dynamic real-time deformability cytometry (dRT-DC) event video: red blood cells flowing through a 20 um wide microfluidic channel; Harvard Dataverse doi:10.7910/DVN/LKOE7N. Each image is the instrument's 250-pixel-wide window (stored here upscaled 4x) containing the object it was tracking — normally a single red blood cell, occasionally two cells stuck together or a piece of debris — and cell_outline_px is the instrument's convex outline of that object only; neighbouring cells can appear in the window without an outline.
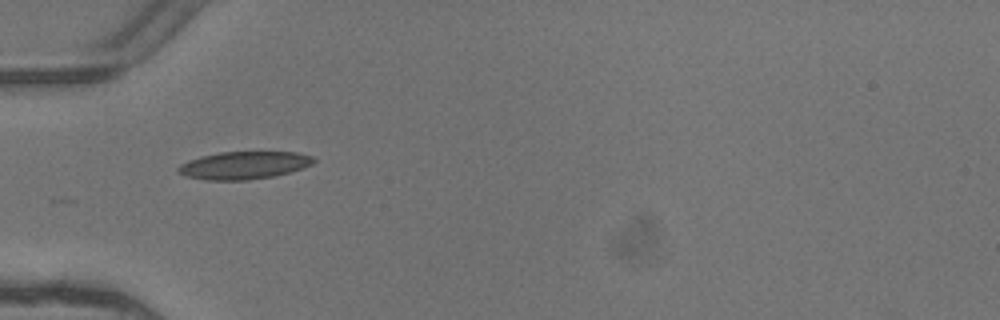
{"species": "common noctule bat (a hibernating species)", "species_latin": "Nyctalus noctula", "temperature_condition": "warm", "stored_images_in_passage": 3, "camera_frame_rate_fps": 3000, "um_per_image_px": 0.085, "animal": {"sex": "female"}, "frame": {"image": 1, "passage_image": 1, "time_ms": 0.0, "image_size_px": [1000, 320], "cell_outline_px": [[316, 160], [312, 164], [304, 168], [272, 176], [248, 180], [204, 180], [184, 176], [176, 168], [180, 164], [188, 160], [200, 156], [220, 152], [296, 152], [312, 156]], "centroid_in_image_um": [20.71, 14.05], "position_along_channel_um": 64.3, "area_um2": 21.85}}
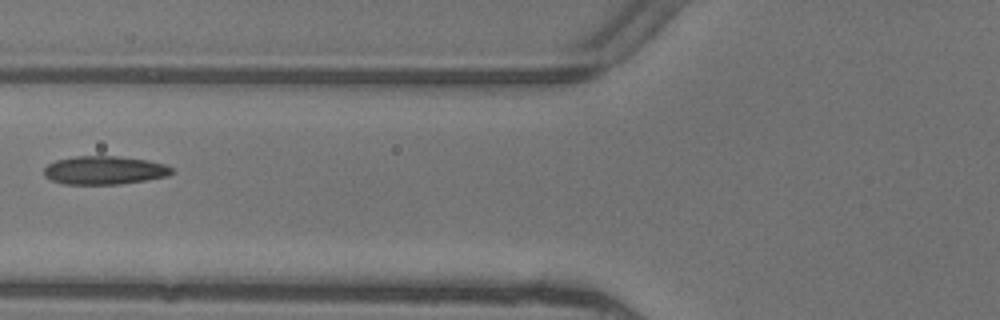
{"frame": {"image": 2, "passage_image": 2, "time_ms": 0.333, "image_size_px": [1000, 320], "cell_outline_px": [[176, 172], [168, 176], [120, 184], [64, 184], [52, 180], [44, 176], [44, 168], [48, 164], [56, 160], [72, 156], [120, 156], [148, 160], [164, 164], [172, 168]], "centroid_in_image_um": [8.88, 14.46], "position_along_channel_um": 116.9, "area_um2": 21.27}}
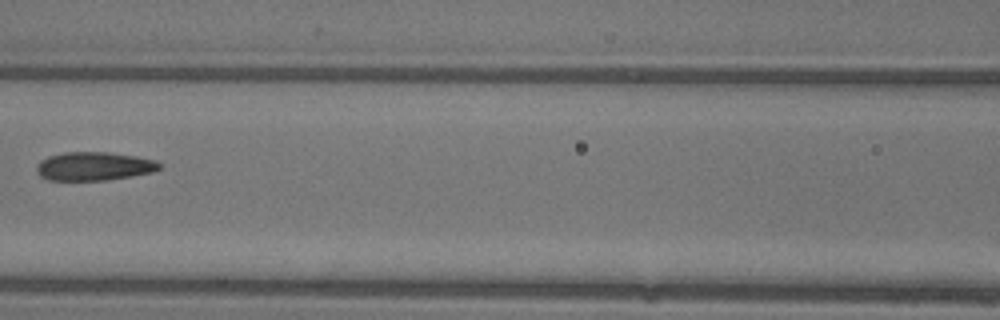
{"frame": {"image": 3, "passage_image": 3, "time_ms": 0.667, "image_size_px": [1000, 320], "cell_outline_px": [[160, 168], [152, 172], [132, 176], [108, 180], [48, 180], [40, 176], [36, 172], [36, 164], [40, 160], [48, 156], [64, 152], [108, 152], [136, 156], [156, 160], [160, 164]], "centroid_in_image_um": [7.96, 14.13], "position_along_channel_um": 158.6, "area_um2": 20.58}}